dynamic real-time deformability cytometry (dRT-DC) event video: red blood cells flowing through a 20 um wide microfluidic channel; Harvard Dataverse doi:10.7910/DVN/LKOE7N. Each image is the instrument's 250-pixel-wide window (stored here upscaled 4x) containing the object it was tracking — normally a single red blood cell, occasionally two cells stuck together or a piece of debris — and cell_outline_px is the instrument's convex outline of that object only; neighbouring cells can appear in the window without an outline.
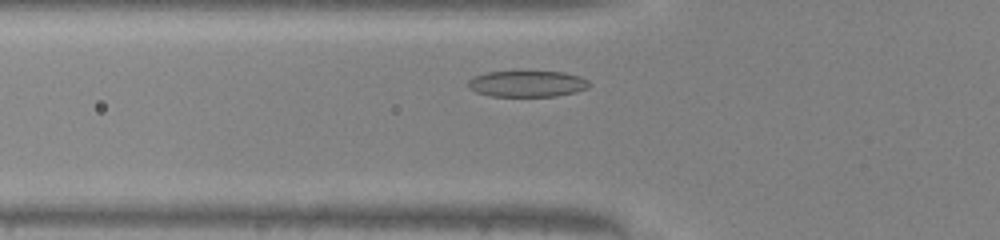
{"species": "common noctule bat (a hibernating species)", "species_latin": "Nyctalus noctula", "temperature_condition": "warm", "stored_images_in_passage": 30, "camera_frame_rate_fps": 3000, "um_per_image_px": 0.085, "animal": {"sex": "male", "body_mass_g": 20.0, "forearm_length_mm": 53.3}, "frame": {"image": 1, "passage_image": 6, "time_ms": 1.667, "image_size_px": [1000, 240], "cell_outline_px": [[592, 84], [588, 88], [576, 92], [556, 96], [488, 96], [476, 92], [468, 88], [468, 80], [472, 76], [488, 72], [564, 72], [580, 76], [588, 80]], "centroid_in_image_um": [44.82, 7.13], "position_along_channel_um": 81.0, "area_um2": 18.61}}
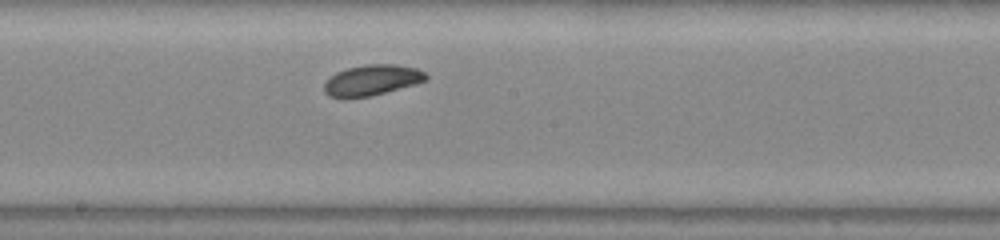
{"frame": {"image": 2, "passage_image": 16, "time_ms": 5.0, "image_size_px": [1000, 240], "cell_outline_px": [[428, 80], [416, 84], [368, 96], [328, 96], [324, 92], [324, 84], [336, 72], [348, 68], [368, 64], [396, 64], [416, 68], [424, 72], [428, 76]], "centroid_in_image_um": [31.66, 6.78], "position_along_channel_um": 216.5, "area_um2": 17.74}}
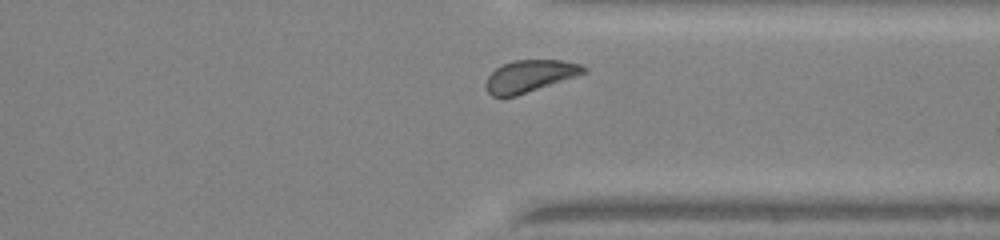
{"frame": {"image": 3, "passage_image": 27, "time_ms": 8.667, "image_size_px": [1000, 240], "cell_outline_px": [[588, 72], [516, 96], [492, 96], [488, 92], [484, 84], [488, 76], [496, 68], [512, 60], [564, 60], [580, 64], [588, 68]], "centroid_in_image_um": [45.04, 6.45], "position_along_channel_um": 366.4, "area_um2": 18.21}, "authors_computed_cell_mechanics": {"area_um2": 18.2937, "velocity_mm_per_s": 4.0663, "shape_relaxation_time_tau1_ms": 3.6221, "shape_relaxation_time_tau2_ms": null, "deformation_change_tau1": 0.1465, "deformation_change_tau2": null}}